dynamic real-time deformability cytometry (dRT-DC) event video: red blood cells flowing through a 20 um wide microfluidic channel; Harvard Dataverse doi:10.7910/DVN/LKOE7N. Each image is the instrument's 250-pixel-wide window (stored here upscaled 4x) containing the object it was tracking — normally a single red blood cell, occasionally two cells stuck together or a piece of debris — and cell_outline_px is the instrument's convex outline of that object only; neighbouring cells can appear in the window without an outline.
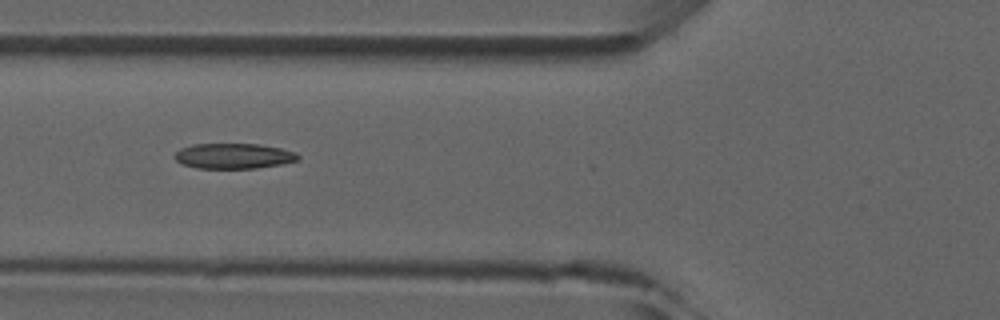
{"species": "common noctule bat (a hibernating species)", "species_latin": "Nyctalus noctula", "temperature_condition": "room temperature", "stored_images_in_passage": 6, "camera_frame_rate_fps": 3000, "um_per_image_px": 0.085, "animal": {"sex": "male", "forearm_length_mm": 52.5}, "frame": {"image": 1, "passage_image": 6, "time_ms": 5.667, "image_size_px": [1000, 320], "cell_outline_px": [[300, 156], [296, 160], [280, 164], [256, 168], [196, 168], [180, 164], [172, 156], [180, 148], [192, 144], [260, 144], [280, 148], [296, 152]], "centroid_in_image_um": [19.8, 13.25], "position_along_channel_um": 106.0, "area_um2": 18.26}}